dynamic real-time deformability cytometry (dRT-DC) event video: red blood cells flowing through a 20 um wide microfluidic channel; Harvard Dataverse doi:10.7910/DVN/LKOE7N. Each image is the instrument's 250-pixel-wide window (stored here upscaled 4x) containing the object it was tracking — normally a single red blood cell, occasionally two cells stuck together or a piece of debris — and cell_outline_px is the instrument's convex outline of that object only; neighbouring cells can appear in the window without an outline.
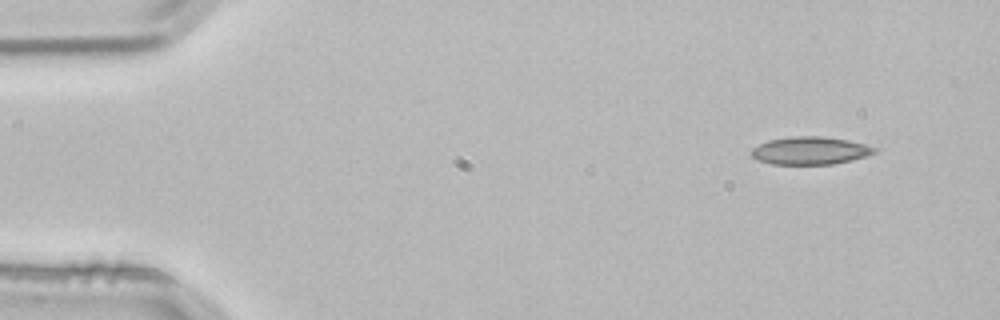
{"species": "common noctule bat (a hibernating species)", "species_latin": "Nyctalus noctula", "temperature_condition": "room temperature", "stored_images_in_passage": 2, "camera_frame_rate_fps": 3000, "um_per_image_px": 0.085, "animal": {"sex": "male", "body_mass_g": 21.5, "forearm_length_mm": 52.0}, "frame": {"image": 1, "passage_image": 1, "time_ms": 0.0, "image_size_px": [1000, 320], "cell_outline_px": [[880, 148], [876, 152], [852, 160], [832, 164], [772, 164], [756, 160], [752, 156], [752, 148], [768, 140], [792, 136], [820, 136], [848, 140]], "centroid_in_image_um": [68.87, 12.8], "position_along_channel_um": 16.1, "area_um2": 19.88}}